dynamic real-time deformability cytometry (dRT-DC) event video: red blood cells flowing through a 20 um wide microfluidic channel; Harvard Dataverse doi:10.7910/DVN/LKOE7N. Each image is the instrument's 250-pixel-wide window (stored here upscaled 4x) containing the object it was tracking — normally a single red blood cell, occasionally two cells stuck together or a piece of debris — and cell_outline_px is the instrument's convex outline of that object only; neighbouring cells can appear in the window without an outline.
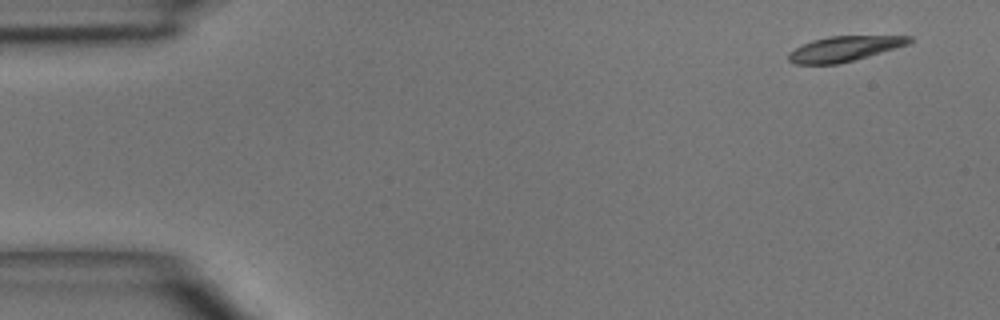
{"species": "common noctule bat (a hibernating species)", "species_latin": "Nyctalus noctula", "temperature_condition": "room temperature", "stored_images_in_passage": 4, "camera_frame_rate_fps": 3000, "um_per_image_px": 0.085, "animal": {"sex": "male", "body_mass_g": 15.6}, "frame": {"image": 1, "passage_image": 1, "time_ms": 0.0, "image_size_px": [1000, 320], "cell_outline_px": [[912, 40], [908, 44], [868, 56], [836, 64], [796, 64], [788, 60], [788, 52], [812, 40], [832, 36], [912, 36]], "centroid_in_image_um": [71.74, 4.14], "position_along_channel_um": 13.3, "area_um2": 17.34}}
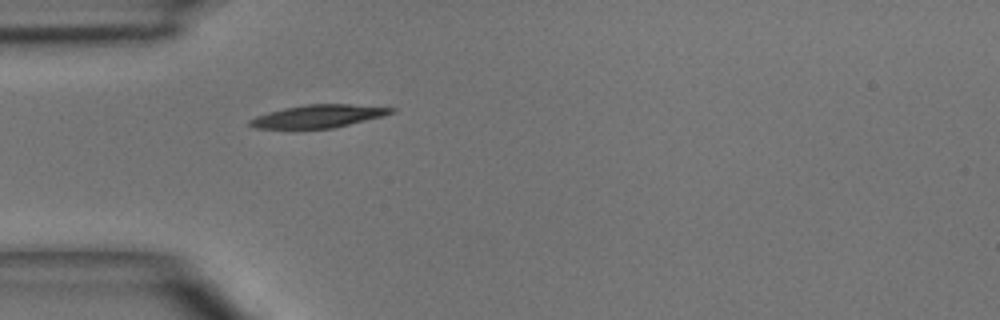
{"frame": {"image": 2, "passage_image": 4, "time_ms": 3.667, "image_size_px": [1000, 320], "cell_outline_px": [[396, 112], [384, 116], [332, 128], [256, 128], [248, 124], [248, 120], [256, 116], [268, 112], [284, 108], [308, 104], [348, 104], [396, 108]], "centroid_in_image_um": [27.08, 9.87], "position_along_channel_um": 57.9, "area_um2": 18.67}}